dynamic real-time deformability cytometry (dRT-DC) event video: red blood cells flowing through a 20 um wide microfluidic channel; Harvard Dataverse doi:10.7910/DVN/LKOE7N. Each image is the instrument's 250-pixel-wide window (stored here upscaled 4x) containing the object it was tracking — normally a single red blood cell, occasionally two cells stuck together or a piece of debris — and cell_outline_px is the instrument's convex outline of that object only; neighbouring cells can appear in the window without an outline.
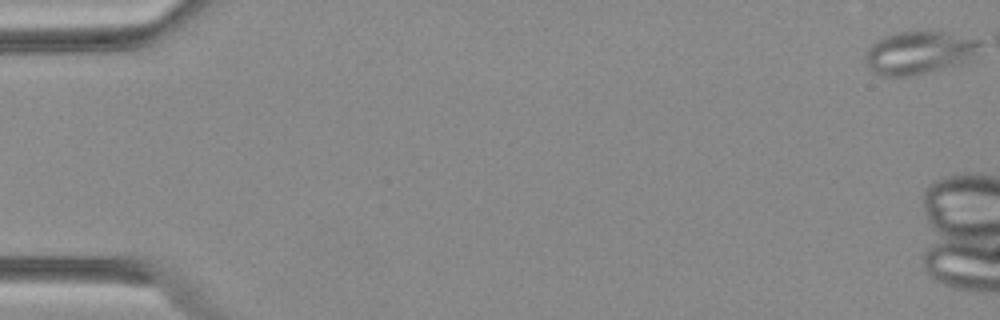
{"species": "Egyptian fruit bat (a non-hibernating species)", "species_latin": "Rousettus aegyptiacus", "temperature_condition": "warm", "stored_images_in_passage": 2, "camera_frame_rate_fps": 3000, "um_per_image_px": 0.085, "animal": {"sex": "female"}, "frame": {"image": 1, "passage_image": 1, "time_ms": 0.0, "image_size_px": [1000, 320], "cell_outline_px": [[980, 44], [968, 60], [964, 64], [912, 76], [880, 76], [872, 72], [864, 60], [864, 56], [868, 48], [872, 44], [884, 36], [896, 32], [924, 28], [944, 32], [980, 40]], "centroid_in_image_um": [78.07, 4.46], "position_along_channel_um": 6.9, "area_um2": 29.25}}